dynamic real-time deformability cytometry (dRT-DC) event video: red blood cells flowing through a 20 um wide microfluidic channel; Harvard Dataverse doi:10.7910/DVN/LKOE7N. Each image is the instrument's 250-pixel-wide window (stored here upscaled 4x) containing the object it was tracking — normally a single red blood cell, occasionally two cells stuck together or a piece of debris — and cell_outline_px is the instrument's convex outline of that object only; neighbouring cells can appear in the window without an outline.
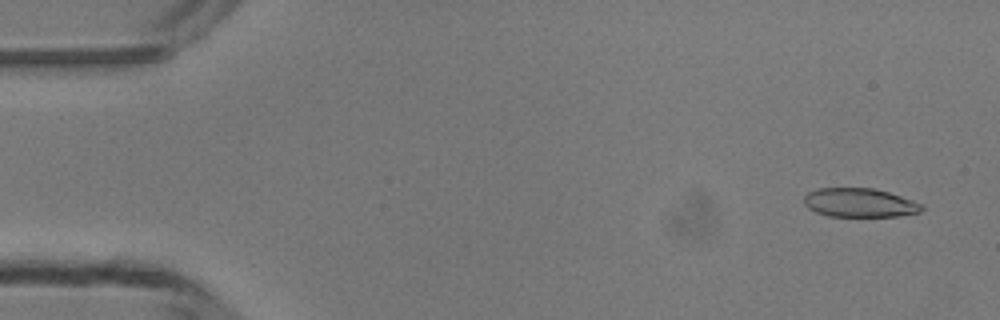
{"species": "common noctule bat (a hibernating species)", "species_latin": "Nyctalus noctula", "temperature_condition": "room temperature", "stored_images_in_passage": 4, "camera_frame_rate_fps": 3000, "um_per_image_px": 0.085, "animal": {"sex": "male", "body_mass_g": 13.3}, "frame": {"image": 1, "passage_image": 1, "time_ms": 0.0, "image_size_px": [1000, 320], "cell_outline_px": [[924, 208], [920, 212], [896, 216], [828, 216], [816, 212], [808, 208], [804, 204], [804, 196], [808, 192], [820, 188], [872, 188], [888, 192], [924, 204]], "centroid_in_image_um": [73.06, 17.23], "position_along_channel_um": 11.9, "area_um2": 19.77}}
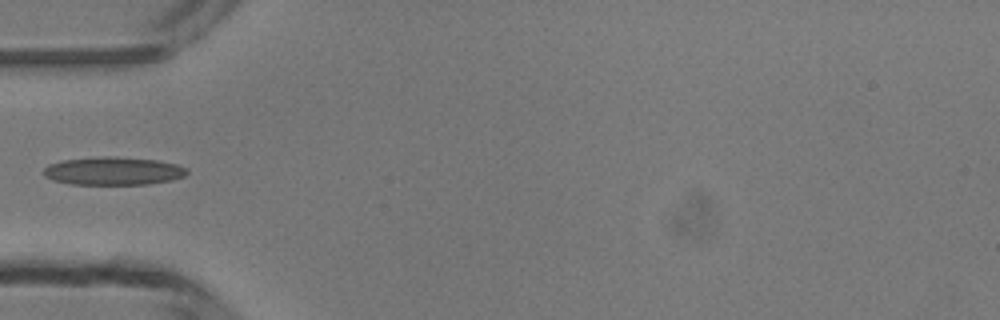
{"frame": {"image": 2, "passage_image": 4, "time_ms": 4.333, "image_size_px": [1000, 320], "cell_outline_px": [[188, 172], [184, 176], [172, 180], [148, 184], [72, 184], [56, 180], [44, 176], [44, 168], [48, 164], [64, 160], [100, 156], [116, 156], [156, 160], [176, 164], [188, 168]], "centroid_in_image_um": [9.66, 14.52], "position_along_channel_um": 75.3, "area_um2": 23.41}}